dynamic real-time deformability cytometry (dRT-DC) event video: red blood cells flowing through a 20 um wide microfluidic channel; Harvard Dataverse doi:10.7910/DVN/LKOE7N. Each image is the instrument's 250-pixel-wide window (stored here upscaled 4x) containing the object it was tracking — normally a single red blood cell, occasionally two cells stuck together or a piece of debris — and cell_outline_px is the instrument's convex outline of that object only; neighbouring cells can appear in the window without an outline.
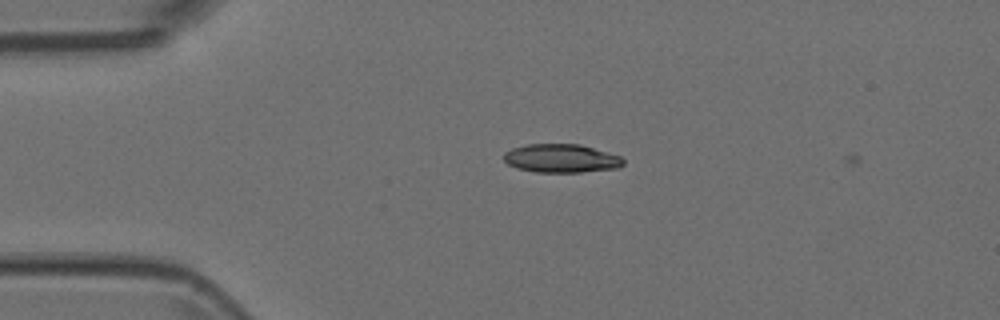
{"species": "Egyptian fruit bat (a non-hibernating species)", "species_latin": "Rousettus aegyptiacus", "temperature_condition": "room temperature", "stored_images_in_passage": 3, "camera_frame_rate_fps": 3000, "um_per_image_px": 0.085, "animal": {"sex": "female"}, "frame": {"image": 1, "passage_image": 2, "time_ms": 0.333, "image_size_px": [1000, 320], "cell_outline_px": [[624, 164], [616, 168], [580, 172], [536, 172], [516, 168], [508, 164], [504, 160], [504, 152], [512, 148], [528, 144], [580, 144], [620, 156], [624, 160]], "centroid_in_image_um": [47.68, 13.46], "position_along_channel_um": 37.3, "area_um2": 19.77}}